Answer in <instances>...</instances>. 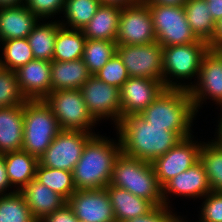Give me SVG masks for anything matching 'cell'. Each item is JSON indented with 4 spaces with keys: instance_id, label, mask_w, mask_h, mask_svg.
<instances>
[{
    "instance_id": "cell-1",
    "label": "cell",
    "mask_w": 222,
    "mask_h": 222,
    "mask_svg": "<svg viewBox=\"0 0 222 222\" xmlns=\"http://www.w3.org/2000/svg\"><path fill=\"white\" fill-rule=\"evenodd\" d=\"M115 127L122 153L150 163L192 135L191 131H168L165 127L151 126L140 114L120 119Z\"/></svg>"
},
{
    "instance_id": "cell-2",
    "label": "cell",
    "mask_w": 222,
    "mask_h": 222,
    "mask_svg": "<svg viewBox=\"0 0 222 222\" xmlns=\"http://www.w3.org/2000/svg\"><path fill=\"white\" fill-rule=\"evenodd\" d=\"M105 137L94 134L86 142L73 170L77 190L101 189L110 184L114 163L122 151L119 138L116 143Z\"/></svg>"
},
{
    "instance_id": "cell-3",
    "label": "cell",
    "mask_w": 222,
    "mask_h": 222,
    "mask_svg": "<svg viewBox=\"0 0 222 222\" xmlns=\"http://www.w3.org/2000/svg\"><path fill=\"white\" fill-rule=\"evenodd\" d=\"M140 115L151 126L168 131H191L197 112L188 90L165 89Z\"/></svg>"
},
{
    "instance_id": "cell-4",
    "label": "cell",
    "mask_w": 222,
    "mask_h": 222,
    "mask_svg": "<svg viewBox=\"0 0 222 222\" xmlns=\"http://www.w3.org/2000/svg\"><path fill=\"white\" fill-rule=\"evenodd\" d=\"M110 184L145 198L155 206L163 204L162 186L150 162L121 152L114 163Z\"/></svg>"
},
{
    "instance_id": "cell-5",
    "label": "cell",
    "mask_w": 222,
    "mask_h": 222,
    "mask_svg": "<svg viewBox=\"0 0 222 222\" xmlns=\"http://www.w3.org/2000/svg\"><path fill=\"white\" fill-rule=\"evenodd\" d=\"M23 116L22 150L39 159L61 128L56 116L44 100H27L23 104Z\"/></svg>"
},
{
    "instance_id": "cell-6",
    "label": "cell",
    "mask_w": 222,
    "mask_h": 222,
    "mask_svg": "<svg viewBox=\"0 0 222 222\" xmlns=\"http://www.w3.org/2000/svg\"><path fill=\"white\" fill-rule=\"evenodd\" d=\"M208 50V43L204 40L186 45L162 47L163 84L165 88L188 90V85L181 84L178 80L192 79L193 76L198 77L202 58Z\"/></svg>"
},
{
    "instance_id": "cell-7",
    "label": "cell",
    "mask_w": 222,
    "mask_h": 222,
    "mask_svg": "<svg viewBox=\"0 0 222 222\" xmlns=\"http://www.w3.org/2000/svg\"><path fill=\"white\" fill-rule=\"evenodd\" d=\"M143 1L150 9L156 41L162 47L199 41L186 19L184 6L154 5L148 0Z\"/></svg>"
},
{
    "instance_id": "cell-8",
    "label": "cell",
    "mask_w": 222,
    "mask_h": 222,
    "mask_svg": "<svg viewBox=\"0 0 222 222\" xmlns=\"http://www.w3.org/2000/svg\"><path fill=\"white\" fill-rule=\"evenodd\" d=\"M44 101L56 116L61 130L94 133L91 128L97 121L89 112L79 89L53 91Z\"/></svg>"
},
{
    "instance_id": "cell-9",
    "label": "cell",
    "mask_w": 222,
    "mask_h": 222,
    "mask_svg": "<svg viewBox=\"0 0 222 222\" xmlns=\"http://www.w3.org/2000/svg\"><path fill=\"white\" fill-rule=\"evenodd\" d=\"M95 133L79 130H61L48 149L38 159L40 165L73 172L80 160L86 142Z\"/></svg>"
},
{
    "instance_id": "cell-10",
    "label": "cell",
    "mask_w": 222,
    "mask_h": 222,
    "mask_svg": "<svg viewBox=\"0 0 222 222\" xmlns=\"http://www.w3.org/2000/svg\"><path fill=\"white\" fill-rule=\"evenodd\" d=\"M197 83L188 84L189 95L195 111L206 99H211L222 108V49H210L204 54ZM193 84V85H192ZM208 97V98H207Z\"/></svg>"
},
{
    "instance_id": "cell-11",
    "label": "cell",
    "mask_w": 222,
    "mask_h": 222,
    "mask_svg": "<svg viewBox=\"0 0 222 222\" xmlns=\"http://www.w3.org/2000/svg\"><path fill=\"white\" fill-rule=\"evenodd\" d=\"M116 54L130 77L163 81L162 46L157 41L143 45H117Z\"/></svg>"
},
{
    "instance_id": "cell-12",
    "label": "cell",
    "mask_w": 222,
    "mask_h": 222,
    "mask_svg": "<svg viewBox=\"0 0 222 222\" xmlns=\"http://www.w3.org/2000/svg\"><path fill=\"white\" fill-rule=\"evenodd\" d=\"M153 42H156V36L148 5L141 1L121 7L117 45H143Z\"/></svg>"
},
{
    "instance_id": "cell-13",
    "label": "cell",
    "mask_w": 222,
    "mask_h": 222,
    "mask_svg": "<svg viewBox=\"0 0 222 222\" xmlns=\"http://www.w3.org/2000/svg\"><path fill=\"white\" fill-rule=\"evenodd\" d=\"M79 90L89 112L96 121L110 118L117 126L121 119L119 88L109 85L92 75Z\"/></svg>"
},
{
    "instance_id": "cell-14",
    "label": "cell",
    "mask_w": 222,
    "mask_h": 222,
    "mask_svg": "<svg viewBox=\"0 0 222 222\" xmlns=\"http://www.w3.org/2000/svg\"><path fill=\"white\" fill-rule=\"evenodd\" d=\"M192 136L183 138L167 153L156 158L151 163L162 187L173 177L186 171L199 161L202 143L201 141L200 143L194 141Z\"/></svg>"
},
{
    "instance_id": "cell-15",
    "label": "cell",
    "mask_w": 222,
    "mask_h": 222,
    "mask_svg": "<svg viewBox=\"0 0 222 222\" xmlns=\"http://www.w3.org/2000/svg\"><path fill=\"white\" fill-rule=\"evenodd\" d=\"M163 81L129 77L120 87L121 119L144 111L164 90Z\"/></svg>"
},
{
    "instance_id": "cell-16",
    "label": "cell",
    "mask_w": 222,
    "mask_h": 222,
    "mask_svg": "<svg viewBox=\"0 0 222 222\" xmlns=\"http://www.w3.org/2000/svg\"><path fill=\"white\" fill-rule=\"evenodd\" d=\"M78 220L84 222H116L106 188L76 190L67 200Z\"/></svg>"
},
{
    "instance_id": "cell-17",
    "label": "cell",
    "mask_w": 222,
    "mask_h": 222,
    "mask_svg": "<svg viewBox=\"0 0 222 222\" xmlns=\"http://www.w3.org/2000/svg\"><path fill=\"white\" fill-rule=\"evenodd\" d=\"M211 191L204 166L200 160L186 171L176 175L162 187L163 204L168 206V194L189 198L205 197ZM168 200V201H167Z\"/></svg>"
},
{
    "instance_id": "cell-18",
    "label": "cell",
    "mask_w": 222,
    "mask_h": 222,
    "mask_svg": "<svg viewBox=\"0 0 222 222\" xmlns=\"http://www.w3.org/2000/svg\"><path fill=\"white\" fill-rule=\"evenodd\" d=\"M51 62L33 59L15 71L27 100H44L51 93Z\"/></svg>"
},
{
    "instance_id": "cell-19",
    "label": "cell",
    "mask_w": 222,
    "mask_h": 222,
    "mask_svg": "<svg viewBox=\"0 0 222 222\" xmlns=\"http://www.w3.org/2000/svg\"><path fill=\"white\" fill-rule=\"evenodd\" d=\"M38 22L25 5L0 7V42L27 38Z\"/></svg>"
},
{
    "instance_id": "cell-20",
    "label": "cell",
    "mask_w": 222,
    "mask_h": 222,
    "mask_svg": "<svg viewBox=\"0 0 222 222\" xmlns=\"http://www.w3.org/2000/svg\"><path fill=\"white\" fill-rule=\"evenodd\" d=\"M23 104L0 108V155L23 148Z\"/></svg>"
},
{
    "instance_id": "cell-21",
    "label": "cell",
    "mask_w": 222,
    "mask_h": 222,
    "mask_svg": "<svg viewBox=\"0 0 222 222\" xmlns=\"http://www.w3.org/2000/svg\"><path fill=\"white\" fill-rule=\"evenodd\" d=\"M19 192L38 222L67 203L62 196L39 183L35 178Z\"/></svg>"
},
{
    "instance_id": "cell-22",
    "label": "cell",
    "mask_w": 222,
    "mask_h": 222,
    "mask_svg": "<svg viewBox=\"0 0 222 222\" xmlns=\"http://www.w3.org/2000/svg\"><path fill=\"white\" fill-rule=\"evenodd\" d=\"M51 92L80 89L92 76L82 59L73 61H51Z\"/></svg>"
},
{
    "instance_id": "cell-23",
    "label": "cell",
    "mask_w": 222,
    "mask_h": 222,
    "mask_svg": "<svg viewBox=\"0 0 222 222\" xmlns=\"http://www.w3.org/2000/svg\"><path fill=\"white\" fill-rule=\"evenodd\" d=\"M106 190L113 207L116 222H126L151 211L155 205L145 198L138 197L129 191L108 184Z\"/></svg>"
},
{
    "instance_id": "cell-24",
    "label": "cell",
    "mask_w": 222,
    "mask_h": 222,
    "mask_svg": "<svg viewBox=\"0 0 222 222\" xmlns=\"http://www.w3.org/2000/svg\"><path fill=\"white\" fill-rule=\"evenodd\" d=\"M120 14L121 6L101 4L82 29L86 39L116 41Z\"/></svg>"
},
{
    "instance_id": "cell-25",
    "label": "cell",
    "mask_w": 222,
    "mask_h": 222,
    "mask_svg": "<svg viewBox=\"0 0 222 222\" xmlns=\"http://www.w3.org/2000/svg\"><path fill=\"white\" fill-rule=\"evenodd\" d=\"M2 155L11 187L17 185L16 190L20 191L35 178L38 158L23 150Z\"/></svg>"
},
{
    "instance_id": "cell-26",
    "label": "cell",
    "mask_w": 222,
    "mask_h": 222,
    "mask_svg": "<svg viewBox=\"0 0 222 222\" xmlns=\"http://www.w3.org/2000/svg\"><path fill=\"white\" fill-rule=\"evenodd\" d=\"M186 19L199 40L207 43L212 39L216 23L211 17L206 0H188L184 5Z\"/></svg>"
},
{
    "instance_id": "cell-27",
    "label": "cell",
    "mask_w": 222,
    "mask_h": 222,
    "mask_svg": "<svg viewBox=\"0 0 222 222\" xmlns=\"http://www.w3.org/2000/svg\"><path fill=\"white\" fill-rule=\"evenodd\" d=\"M86 37L82 30L61 26L55 39L53 61L82 59Z\"/></svg>"
},
{
    "instance_id": "cell-28",
    "label": "cell",
    "mask_w": 222,
    "mask_h": 222,
    "mask_svg": "<svg viewBox=\"0 0 222 222\" xmlns=\"http://www.w3.org/2000/svg\"><path fill=\"white\" fill-rule=\"evenodd\" d=\"M37 23L31 33L27 36L34 59L52 61L55 39L58 29L62 26L60 22ZM41 24V25H40Z\"/></svg>"
},
{
    "instance_id": "cell-29",
    "label": "cell",
    "mask_w": 222,
    "mask_h": 222,
    "mask_svg": "<svg viewBox=\"0 0 222 222\" xmlns=\"http://www.w3.org/2000/svg\"><path fill=\"white\" fill-rule=\"evenodd\" d=\"M199 160L204 166L211 191L222 192V142L218 138L202 142Z\"/></svg>"
},
{
    "instance_id": "cell-30",
    "label": "cell",
    "mask_w": 222,
    "mask_h": 222,
    "mask_svg": "<svg viewBox=\"0 0 222 222\" xmlns=\"http://www.w3.org/2000/svg\"><path fill=\"white\" fill-rule=\"evenodd\" d=\"M35 179L52 191L58 193L66 201L76 192L73 172L44 167L38 163Z\"/></svg>"
},
{
    "instance_id": "cell-31",
    "label": "cell",
    "mask_w": 222,
    "mask_h": 222,
    "mask_svg": "<svg viewBox=\"0 0 222 222\" xmlns=\"http://www.w3.org/2000/svg\"><path fill=\"white\" fill-rule=\"evenodd\" d=\"M0 222H38L16 189L0 195Z\"/></svg>"
},
{
    "instance_id": "cell-32",
    "label": "cell",
    "mask_w": 222,
    "mask_h": 222,
    "mask_svg": "<svg viewBox=\"0 0 222 222\" xmlns=\"http://www.w3.org/2000/svg\"><path fill=\"white\" fill-rule=\"evenodd\" d=\"M117 51L116 41L86 39L83 62L91 75H95Z\"/></svg>"
},
{
    "instance_id": "cell-33",
    "label": "cell",
    "mask_w": 222,
    "mask_h": 222,
    "mask_svg": "<svg viewBox=\"0 0 222 222\" xmlns=\"http://www.w3.org/2000/svg\"><path fill=\"white\" fill-rule=\"evenodd\" d=\"M100 0H66L64 5V16L67 23L60 22L64 27L82 30L83 27L96 14L100 7Z\"/></svg>"
},
{
    "instance_id": "cell-34",
    "label": "cell",
    "mask_w": 222,
    "mask_h": 222,
    "mask_svg": "<svg viewBox=\"0 0 222 222\" xmlns=\"http://www.w3.org/2000/svg\"><path fill=\"white\" fill-rule=\"evenodd\" d=\"M1 44L3 45V58H0V62L3 69L15 72L34 59L27 38L9 39L2 41Z\"/></svg>"
},
{
    "instance_id": "cell-35",
    "label": "cell",
    "mask_w": 222,
    "mask_h": 222,
    "mask_svg": "<svg viewBox=\"0 0 222 222\" xmlns=\"http://www.w3.org/2000/svg\"><path fill=\"white\" fill-rule=\"evenodd\" d=\"M27 101L24 97L14 71L0 69V108L22 105Z\"/></svg>"
},
{
    "instance_id": "cell-36",
    "label": "cell",
    "mask_w": 222,
    "mask_h": 222,
    "mask_svg": "<svg viewBox=\"0 0 222 222\" xmlns=\"http://www.w3.org/2000/svg\"><path fill=\"white\" fill-rule=\"evenodd\" d=\"M95 76L99 80L119 89L130 77L127 68L117 54L109 59V61L95 74Z\"/></svg>"
},
{
    "instance_id": "cell-37",
    "label": "cell",
    "mask_w": 222,
    "mask_h": 222,
    "mask_svg": "<svg viewBox=\"0 0 222 222\" xmlns=\"http://www.w3.org/2000/svg\"><path fill=\"white\" fill-rule=\"evenodd\" d=\"M204 199L199 222H222V192L210 191Z\"/></svg>"
},
{
    "instance_id": "cell-38",
    "label": "cell",
    "mask_w": 222,
    "mask_h": 222,
    "mask_svg": "<svg viewBox=\"0 0 222 222\" xmlns=\"http://www.w3.org/2000/svg\"><path fill=\"white\" fill-rule=\"evenodd\" d=\"M66 0H24V5L40 20L63 12Z\"/></svg>"
},
{
    "instance_id": "cell-39",
    "label": "cell",
    "mask_w": 222,
    "mask_h": 222,
    "mask_svg": "<svg viewBox=\"0 0 222 222\" xmlns=\"http://www.w3.org/2000/svg\"><path fill=\"white\" fill-rule=\"evenodd\" d=\"M170 206L164 204L155 206L151 211L142 216L134 217L126 222H180L183 217L173 214Z\"/></svg>"
},
{
    "instance_id": "cell-40",
    "label": "cell",
    "mask_w": 222,
    "mask_h": 222,
    "mask_svg": "<svg viewBox=\"0 0 222 222\" xmlns=\"http://www.w3.org/2000/svg\"><path fill=\"white\" fill-rule=\"evenodd\" d=\"M72 208L65 203L61 208L57 209L54 213L46 215L39 222H77Z\"/></svg>"
},
{
    "instance_id": "cell-41",
    "label": "cell",
    "mask_w": 222,
    "mask_h": 222,
    "mask_svg": "<svg viewBox=\"0 0 222 222\" xmlns=\"http://www.w3.org/2000/svg\"><path fill=\"white\" fill-rule=\"evenodd\" d=\"M210 49H222V18L216 22L215 32L208 42Z\"/></svg>"
},
{
    "instance_id": "cell-42",
    "label": "cell",
    "mask_w": 222,
    "mask_h": 222,
    "mask_svg": "<svg viewBox=\"0 0 222 222\" xmlns=\"http://www.w3.org/2000/svg\"><path fill=\"white\" fill-rule=\"evenodd\" d=\"M11 186L8 176H7V171L5 168V162L3 155H0V195H5L7 188Z\"/></svg>"
},
{
    "instance_id": "cell-43",
    "label": "cell",
    "mask_w": 222,
    "mask_h": 222,
    "mask_svg": "<svg viewBox=\"0 0 222 222\" xmlns=\"http://www.w3.org/2000/svg\"><path fill=\"white\" fill-rule=\"evenodd\" d=\"M209 3V10L211 17L215 23L222 18V0H206Z\"/></svg>"
},
{
    "instance_id": "cell-44",
    "label": "cell",
    "mask_w": 222,
    "mask_h": 222,
    "mask_svg": "<svg viewBox=\"0 0 222 222\" xmlns=\"http://www.w3.org/2000/svg\"><path fill=\"white\" fill-rule=\"evenodd\" d=\"M154 5L184 6L188 0H148Z\"/></svg>"
},
{
    "instance_id": "cell-45",
    "label": "cell",
    "mask_w": 222,
    "mask_h": 222,
    "mask_svg": "<svg viewBox=\"0 0 222 222\" xmlns=\"http://www.w3.org/2000/svg\"><path fill=\"white\" fill-rule=\"evenodd\" d=\"M101 4H115L121 7L134 5L136 3H139L143 0H100Z\"/></svg>"
},
{
    "instance_id": "cell-46",
    "label": "cell",
    "mask_w": 222,
    "mask_h": 222,
    "mask_svg": "<svg viewBox=\"0 0 222 222\" xmlns=\"http://www.w3.org/2000/svg\"><path fill=\"white\" fill-rule=\"evenodd\" d=\"M24 5V0H0V7Z\"/></svg>"
},
{
    "instance_id": "cell-47",
    "label": "cell",
    "mask_w": 222,
    "mask_h": 222,
    "mask_svg": "<svg viewBox=\"0 0 222 222\" xmlns=\"http://www.w3.org/2000/svg\"><path fill=\"white\" fill-rule=\"evenodd\" d=\"M221 111H222V109H221ZM222 114V113H221ZM220 114V121H218L219 123H218V129H217V131L218 132H216L218 135H217V138L222 142V115Z\"/></svg>"
}]
</instances>
